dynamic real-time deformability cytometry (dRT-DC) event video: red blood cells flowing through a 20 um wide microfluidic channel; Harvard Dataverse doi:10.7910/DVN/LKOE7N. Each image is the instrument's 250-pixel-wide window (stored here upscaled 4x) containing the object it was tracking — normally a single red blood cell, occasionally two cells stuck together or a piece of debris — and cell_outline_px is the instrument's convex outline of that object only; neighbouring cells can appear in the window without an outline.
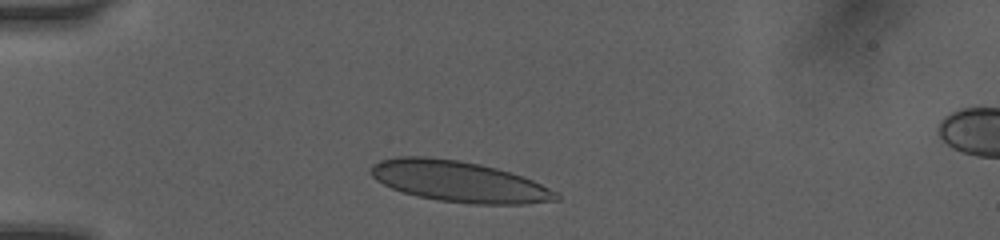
{"species": "human", "species_latin": "Homo sapiens", "temperature_condition": "room temperature", "stored_images_in_passage": 3, "camera_frame_rate_fps": 3000, "um_per_image_px": 0.085, "donor": {"sex": "female"}, "frame": {"image": 1, "passage_image": 1, "time_ms": 0.0, "image_size_px": [1000, 240], "cell_outline_px": [[560, 200], [524, 204], [472, 204], [436, 200], [416, 196], [392, 188], [376, 180], [368, 172], [372, 164], [380, 160], [396, 156], [428, 156], [460, 160], [480, 164], [496, 168], [524, 176], [556, 192], [560, 196]], "centroid_in_image_um": [38.98, 15.42], "position_along_channel_um": 46.0, "area_um2": 44.45}}
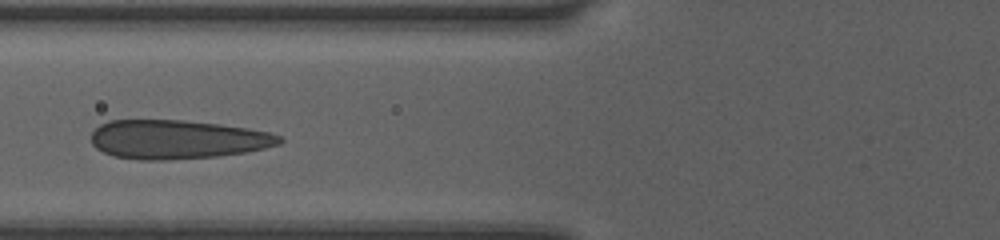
{"frame": {"image": 2, "passage_image": 3, "time_ms": 2.333, "image_size_px": [1000, 240], "cell_outline_px": [[284, 140], [280, 144], [264, 148], [244, 152], [216, 156], [168, 160], [140, 160], [112, 156], [96, 148], [92, 144], [92, 132], [100, 124], [108, 120], [184, 120], [220, 124], [248, 128], [268, 132], [280, 136]], "centroid_in_image_um": [15.05, 11.85], "position_along_channel_um": 110.8, "area_um2": 42.77}}